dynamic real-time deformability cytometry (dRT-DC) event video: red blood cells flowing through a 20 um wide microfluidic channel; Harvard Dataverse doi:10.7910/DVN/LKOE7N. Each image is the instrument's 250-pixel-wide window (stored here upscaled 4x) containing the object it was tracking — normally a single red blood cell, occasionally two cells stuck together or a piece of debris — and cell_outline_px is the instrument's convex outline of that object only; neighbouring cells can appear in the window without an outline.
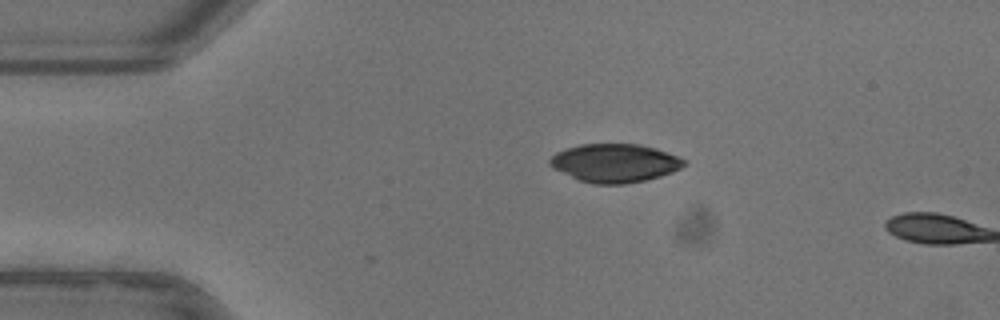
{"species": "common noctule bat (a hibernating species)", "species_latin": "Nyctalus noctula", "temperature_condition": "warm", "stored_images_in_passage": 2, "camera_frame_rate_fps": 3000, "um_per_image_px": 0.085, "animal": {"sex": "female"}, "frame": {"image": 1, "passage_image": 1, "time_ms": 0.0, "image_size_px": [1000, 320], "cell_outline_px": [[684, 164], [680, 168], [672, 172], [660, 176], [644, 180], [624, 184], [596, 184], [580, 180], [552, 168], [548, 164], [548, 160], [556, 152], [564, 148], [580, 144], [640, 144], [656, 148], [676, 156], [684, 160]], "centroid_in_image_um": [52.2, 13.85], "position_along_channel_um": 32.8, "area_um2": 29.88}}